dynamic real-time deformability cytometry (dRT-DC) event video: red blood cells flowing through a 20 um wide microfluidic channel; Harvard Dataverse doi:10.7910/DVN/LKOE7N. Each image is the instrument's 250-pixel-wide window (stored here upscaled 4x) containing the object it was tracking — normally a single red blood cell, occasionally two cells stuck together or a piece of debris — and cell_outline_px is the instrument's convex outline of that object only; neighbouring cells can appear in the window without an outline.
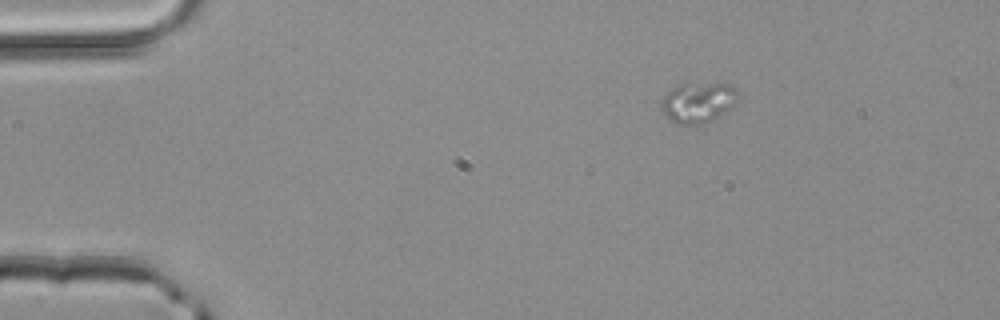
{"species": "common noctule bat (a hibernating species)", "species_latin": "Nyctalus noctula", "temperature_condition": "room temperature", "stored_images_in_passage": 2, "camera_frame_rate_fps": 3000, "um_per_image_px": 0.085, "animal": {"sex": "male", "body_mass_g": 20.4}, "frame": {"image": 1, "passage_image": 1, "time_ms": 0.0, "image_size_px": [1000, 320], "cell_outline_px": [[736, 100], [728, 108], [712, 120], [700, 124], [676, 124], [660, 108], [660, 100], [668, 92], [680, 84], [728, 84], [736, 92]], "centroid_in_image_um": [59.26, 8.72], "position_along_channel_um": 25.7, "area_um2": 17.28}}